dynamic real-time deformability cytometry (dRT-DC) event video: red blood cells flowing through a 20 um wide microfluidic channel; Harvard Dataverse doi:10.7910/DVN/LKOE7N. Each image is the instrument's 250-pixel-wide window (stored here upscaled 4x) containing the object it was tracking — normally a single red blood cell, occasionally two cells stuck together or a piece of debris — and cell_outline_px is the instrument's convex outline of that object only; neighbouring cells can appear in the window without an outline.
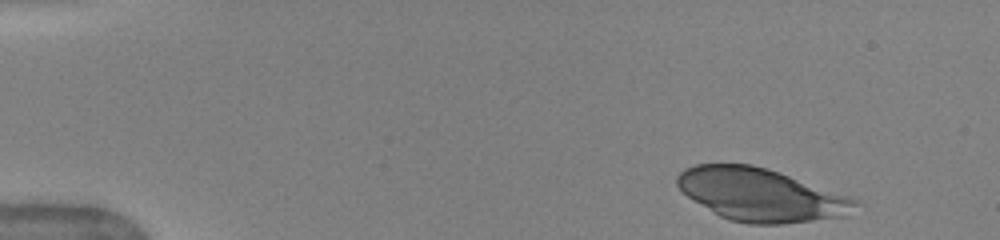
{"species": "human", "species_latin": "Homo sapiens", "temperature_condition": "warm", "stored_images_in_passage": 23, "camera_frame_rate_fps": 3000, "um_per_image_px": 0.085, "donor": {"sex": "female"}, "frame": {"image": 1, "passage_image": 1, "time_ms": 0.0, "image_size_px": [1000, 240], "cell_outline_px": [[860, 204], [848, 216], [784, 224], [748, 224], [732, 220], [720, 216], [688, 196], [676, 184], [676, 176], [680, 172], [696, 164], [752, 164], [768, 168], [852, 196], [860, 200]], "centroid_in_image_um": [64.76, 16.55], "position_along_channel_um": 20.2, "area_um2": 54.97}}
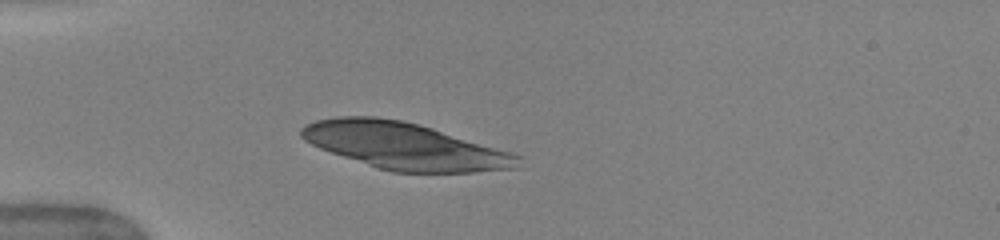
{"frame": {"image": 2, "passage_image": 12, "time_ms": 3.0, "image_size_px": [1000, 240], "cell_outline_px": [[524, 156], [520, 168], [476, 172], [392, 172], [320, 148], [304, 140], [300, 136], [300, 128], [304, 124], [316, 120], [336, 116], [376, 116], [400, 120], [420, 124], [512, 152]], "centroid_in_image_um": [34.45, 12.4], "position_along_channel_um": 50.6, "area_um2": 59.01}}